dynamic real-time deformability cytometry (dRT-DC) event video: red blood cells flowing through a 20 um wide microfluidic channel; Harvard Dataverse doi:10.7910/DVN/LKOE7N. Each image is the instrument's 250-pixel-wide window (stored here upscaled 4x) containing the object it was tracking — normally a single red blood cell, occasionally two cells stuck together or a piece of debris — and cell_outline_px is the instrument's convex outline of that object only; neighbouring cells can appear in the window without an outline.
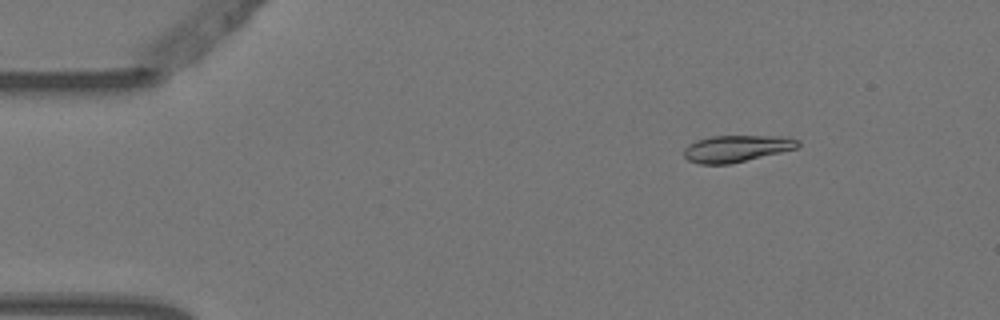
{"species": "Egyptian fruit bat (a non-hibernating species)", "species_latin": "Rousettus aegyptiacus", "temperature_condition": "warm", "stored_images_in_passage": 6, "camera_frame_rate_fps": 3000, "um_per_image_px": 0.085, "animal": {"sex": "female"}, "frame": {"image": 1, "passage_image": 3, "time_ms": 0.667, "image_size_px": [1000, 320], "cell_outline_px": [[800, 144], [796, 148], [732, 164], [700, 164], [688, 160], [684, 156], [684, 148], [688, 144], [696, 140], [712, 136], [780, 136], [800, 140]], "centroid_in_image_um": [62.58, 12.63], "position_along_channel_um": 22.4, "area_um2": 17.74}}
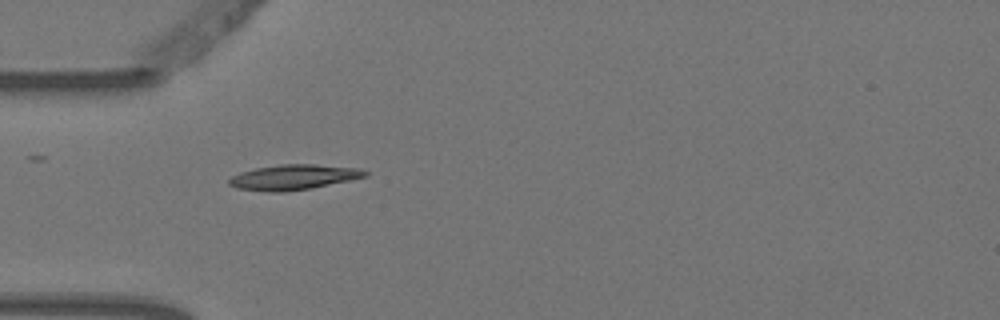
{"frame": {"image": 2, "passage_image": 5, "time_ms": 1.333, "image_size_px": [1000, 320], "cell_outline_px": [[368, 176], [312, 188], [280, 192], [268, 192], [236, 188], [228, 184], [228, 180], [232, 176], [240, 172], [256, 168], [280, 164], [316, 164], [360, 168], [368, 172]], "centroid_in_image_um": [24.95, 15.05], "position_along_channel_um": 60.1, "area_um2": 20.0}}
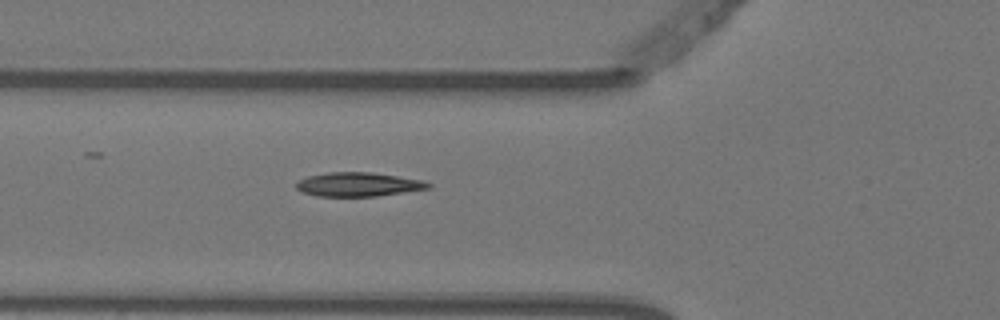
{"frame": {"image": 3, "passage_image": 6, "time_ms": 1.667, "image_size_px": [1000, 320], "cell_outline_px": [[432, 188], [376, 196], [316, 196], [304, 192], [296, 188], [296, 180], [308, 176], [328, 172], [372, 172], [424, 180], [432, 184]], "centroid_in_image_um": [30.47, 15.67], "position_along_channel_um": 95.3, "area_um2": 18.55}}